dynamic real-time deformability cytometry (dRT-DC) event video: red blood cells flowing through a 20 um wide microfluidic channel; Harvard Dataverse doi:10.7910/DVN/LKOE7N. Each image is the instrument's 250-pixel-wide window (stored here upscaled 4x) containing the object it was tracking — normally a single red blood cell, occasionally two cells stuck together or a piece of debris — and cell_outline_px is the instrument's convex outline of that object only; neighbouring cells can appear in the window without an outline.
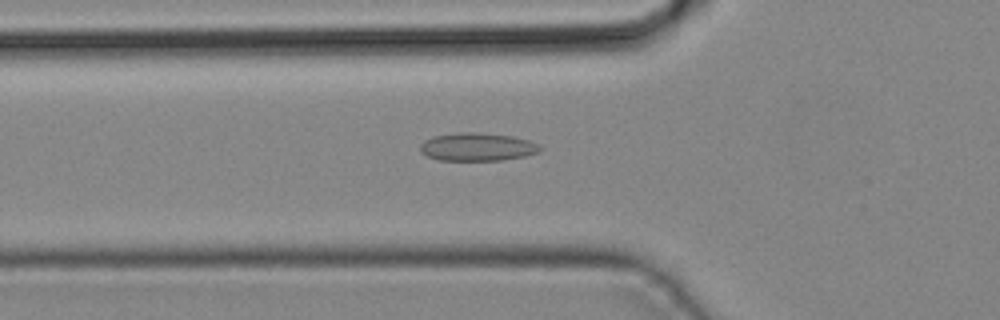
{"species": "common noctule bat (a hibernating species)", "species_latin": "Nyctalus noctula", "temperature_condition": "cold", "stored_images_in_passage": 21, "camera_frame_rate_fps": 3000, "um_per_image_px": 0.085, "animal": {"sex": "male", "body_mass_g": 19.2, "forearm_length_mm": 51.8}, "frame": {"image": 1, "passage_image": 14, "time_ms": 4.333, "image_size_px": [1000, 320], "cell_outline_px": [[544, 148], [540, 152], [524, 156], [500, 160], [440, 160], [428, 156], [420, 152], [420, 144], [424, 140], [436, 136], [460, 132], [476, 132], [512, 136], [528, 140]], "centroid_in_image_um": [40.58, 12.48], "position_along_channel_um": 85.2, "area_um2": 19.48}}
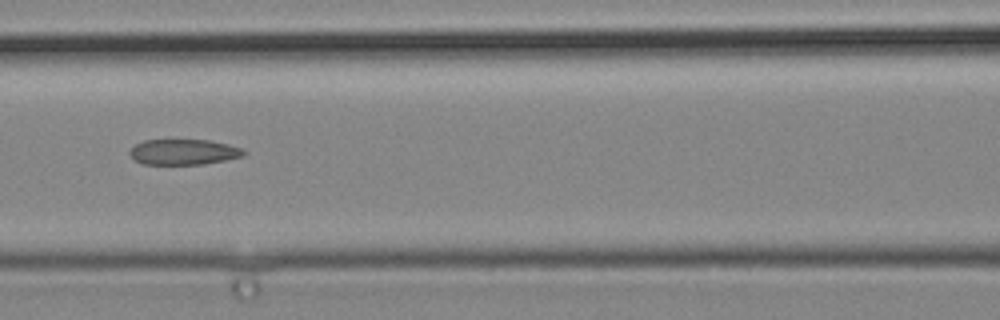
{"frame": {"image": 2, "passage_image": 18, "time_ms": 5.667, "image_size_px": [1000, 320], "cell_outline_px": [[248, 152], [244, 156], [204, 164], [144, 164], [136, 160], [128, 152], [136, 144], [144, 140], [208, 140], [228, 144], [240, 148]], "centroid_in_image_um": [15.63, 12.91], "position_along_channel_um": 151.0, "area_um2": 16.82}}
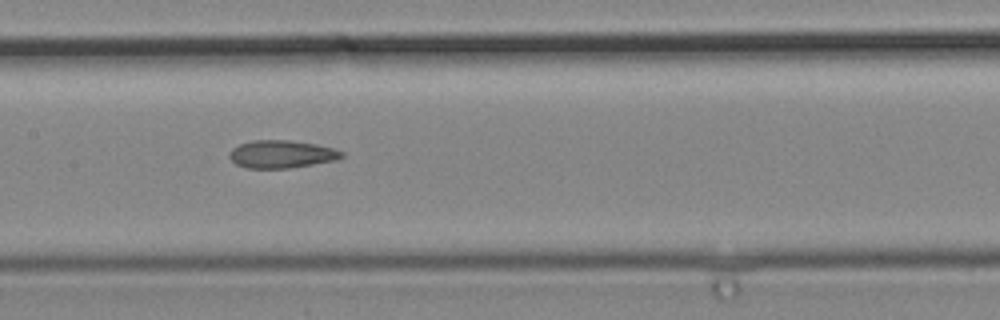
{"frame": {"image": 3, "passage_image": 20, "time_ms": 6.333, "image_size_px": [1000, 320], "cell_outline_px": [[344, 156], [336, 160], [288, 168], [244, 168], [236, 164], [228, 156], [232, 148], [240, 144], [252, 140], [292, 140], [316, 144], [332, 148], [344, 152]], "centroid_in_image_um": [23.92, 13.1], "position_along_channel_um": 183.5, "area_um2": 18.15}}